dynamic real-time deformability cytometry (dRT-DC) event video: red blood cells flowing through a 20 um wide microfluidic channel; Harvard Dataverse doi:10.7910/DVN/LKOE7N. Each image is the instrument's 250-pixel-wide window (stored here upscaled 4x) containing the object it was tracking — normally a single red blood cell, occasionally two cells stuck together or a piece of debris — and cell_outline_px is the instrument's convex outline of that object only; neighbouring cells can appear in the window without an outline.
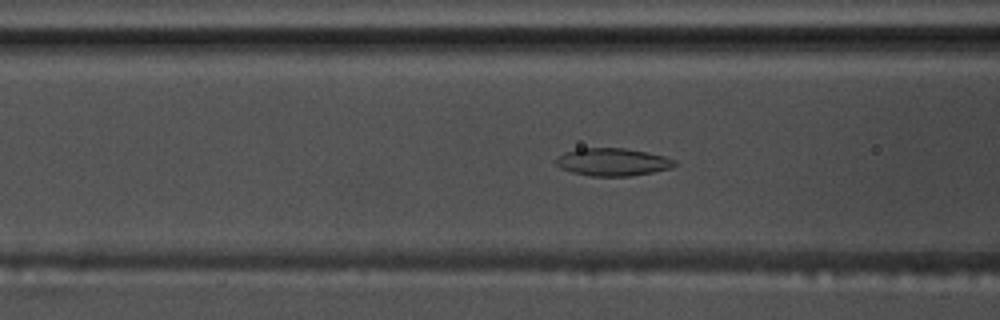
{"species": "common noctule bat (a hibernating species)", "species_latin": "Nyctalus noctula", "temperature_condition": "warm", "stored_images_in_passage": 41, "camera_frame_rate_fps": 3000, "um_per_image_px": 0.085, "animal": {"sex": "male", "body_mass_g": 17.5, "forearm_length_mm": 52.3}, "frame": {"image": 1, "passage_image": 7, "time_ms": 2.0, "image_size_px": [1000, 320], "cell_outline_px": [[676, 164], [672, 168], [652, 172], [628, 176], [592, 176], [572, 172], [560, 168], [556, 164], [556, 160], [564, 152], [576, 148], [624, 148], [664, 156], [676, 160]], "centroid_in_image_um": [52.06, 13.77], "position_along_channel_um": 114.5, "area_um2": 19.02}}
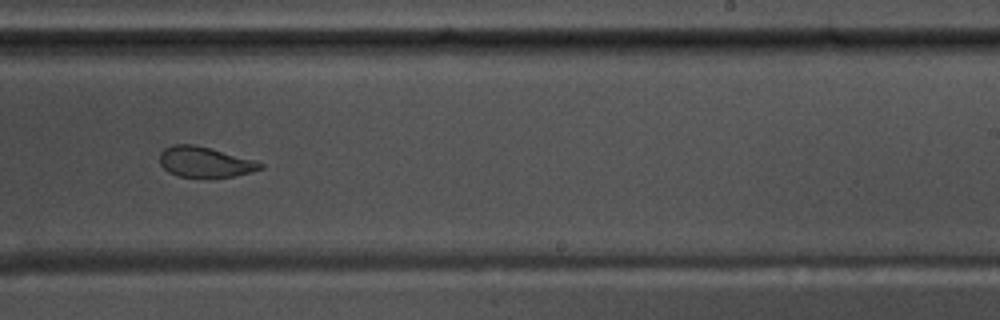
{"frame": {"image": 2, "passage_image": 20, "time_ms": 6.333, "image_size_px": [1000, 320], "cell_outline_px": [[264, 168], [252, 172], [232, 176], [180, 176], [168, 172], [160, 164], [160, 152], [164, 148], [172, 144], [196, 144], [252, 160], [264, 164]], "centroid_in_image_um": [17.38, 13.75], "position_along_channel_um": 271.6, "area_um2": 17.51}}
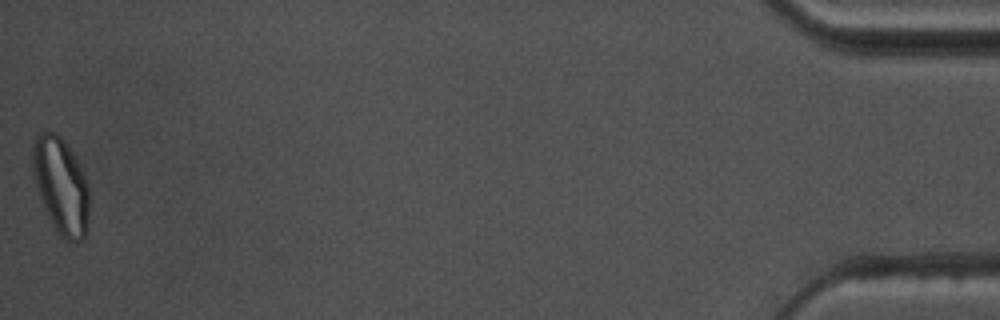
{"frame": {"image": 3, "passage_image": 41, "time_ms": 13.333, "image_size_px": [1000, 320], "cell_outline_px": [[88, 224], [84, 240], [68, 240], [60, 236], [56, 232], [40, 196], [32, 168], [32, 144], [36, 136], [40, 132], [56, 132], [64, 140], [72, 152], [88, 184]], "centroid_in_image_um": [5.18, 15.77], "position_along_channel_um": 430.0, "area_um2": 31.33}, "authors_computed_cell_mechanics": {"area_um2": 19.5942, "velocity_mm_per_s": 3.6338, "shape_relaxation_time_tau1_ms": null, "shape_relaxation_time_tau2_ms": 1.808, "deformation_change_tau1": null, "deformation_change_tau2": 0.0734}}